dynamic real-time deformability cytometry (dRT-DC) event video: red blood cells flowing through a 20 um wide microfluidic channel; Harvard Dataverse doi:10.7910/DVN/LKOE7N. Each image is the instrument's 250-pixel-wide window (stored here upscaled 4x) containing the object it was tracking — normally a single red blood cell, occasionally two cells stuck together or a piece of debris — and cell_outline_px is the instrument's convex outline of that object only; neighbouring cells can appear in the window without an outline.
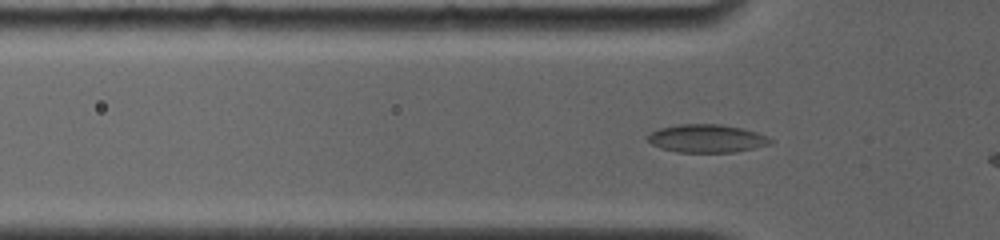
{"species": "common noctule bat (a hibernating species)", "species_latin": "Nyctalus noctula", "temperature_condition": "room temperature", "stored_images_in_passage": 10, "camera_frame_rate_fps": 4000, "um_per_image_px": 0.085, "animal": {"sex": "female", "body_mass_g": 19.0, "forearm_length_mm": 56.7}, "frame": {"image": 1, "passage_image": 6, "time_ms": 1.25, "image_size_px": [1000, 240], "cell_outline_px": [[772, 144], [736, 152], [676, 152], [660, 148], [652, 144], [648, 140], [648, 136], [652, 132], [660, 128], [676, 124], [720, 124], [740, 128], [756, 132], [768, 136], [772, 140]], "centroid_in_image_um": [60.09, 11.77], "position_along_channel_um": 65.7, "area_um2": 20.06}}